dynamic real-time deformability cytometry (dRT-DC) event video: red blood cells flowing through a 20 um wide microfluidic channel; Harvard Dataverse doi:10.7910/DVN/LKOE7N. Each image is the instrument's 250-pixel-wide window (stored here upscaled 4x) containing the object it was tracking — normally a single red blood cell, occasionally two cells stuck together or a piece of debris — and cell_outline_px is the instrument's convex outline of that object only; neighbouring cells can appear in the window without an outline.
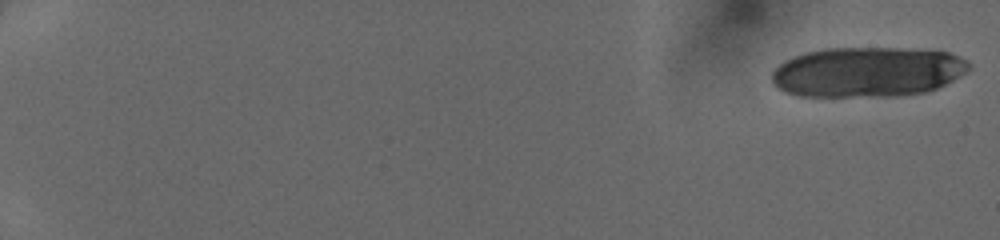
{"species": "human", "species_latin": "Homo sapiens", "temperature_condition": "cold", "stored_images_in_passage": 21, "camera_frame_rate_fps": 3000, "um_per_image_px": 0.085, "donor": {"sex": "female"}, "frame": {"image": 1, "passage_image": 1, "time_ms": 0.0, "image_size_px": [1000, 240], "cell_outline_px": [[968, 68], [964, 72], [952, 80], [936, 88], [924, 92], [896, 96], [796, 96], [784, 92], [772, 80], [772, 72], [780, 64], [796, 56], [808, 52], [828, 48], [896, 48], [948, 52], [968, 60]], "centroid_in_image_um": [73.71, 6.12], "position_along_channel_um": 11.3, "area_um2": 56.88}}